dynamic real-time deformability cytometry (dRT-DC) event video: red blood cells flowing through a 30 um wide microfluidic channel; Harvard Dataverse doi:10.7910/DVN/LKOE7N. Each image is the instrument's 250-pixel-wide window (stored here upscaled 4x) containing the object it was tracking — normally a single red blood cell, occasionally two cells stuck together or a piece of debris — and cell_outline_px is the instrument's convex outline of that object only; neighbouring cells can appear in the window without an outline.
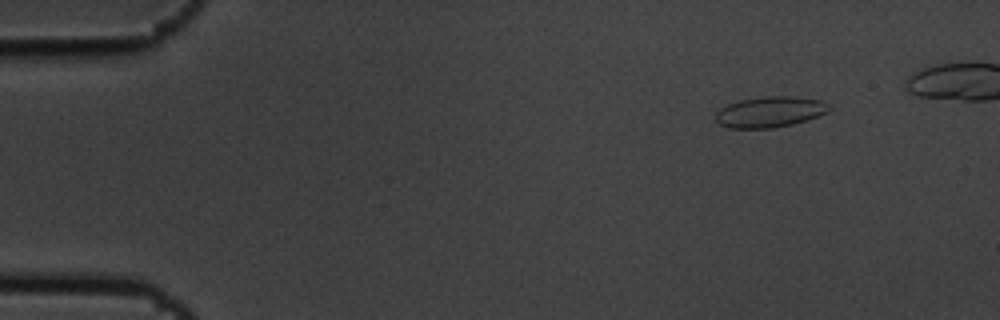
{"species": "common noctule bat (a hibernating species)", "species_latin": "Nyctalus noctula", "temperature_condition": "cold", "stored_images_in_passage": 6, "camera_frame_rate_fps": 3000, "um_per_image_px": 0.085, "animal": {"sex": "male", "body_mass_g": 19.5, "forearm_length_mm": 54.6}, "frame": {"image": 1, "passage_image": 2, "time_ms": 0.333, "image_size_px": [1000, 320], "cell_outline_px": [[832, 108], [828, 112], [808, 120], [792, 124], [772, 128], [728, 128], [720, 124], [716, 120], [716, 112], [720, 108], [728, 104], [740, 100], [764, 96], [792, 96], [820, 100], [828, 104]], "centroid_in_image_um": [65.46, 9.51], "position_along_channel_um": 19.5, "area_um2": 20.4}}